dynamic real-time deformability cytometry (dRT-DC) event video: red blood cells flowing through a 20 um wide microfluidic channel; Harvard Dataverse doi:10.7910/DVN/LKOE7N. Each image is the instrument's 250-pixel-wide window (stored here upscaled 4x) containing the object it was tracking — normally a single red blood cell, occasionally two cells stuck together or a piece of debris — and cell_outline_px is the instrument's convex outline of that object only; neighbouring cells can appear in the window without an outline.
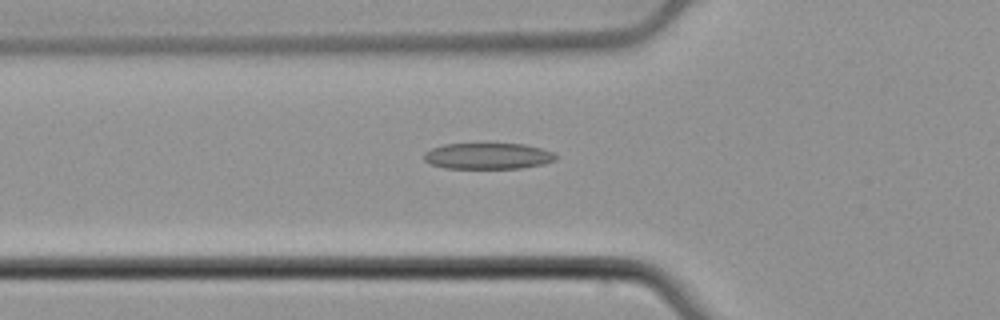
{"species": "common noctule bat (a hibernating species)", "species_latin": "Nyctalus noctula", "temperature_condition": "cold", "stored_images_in_passage": 44, "camera_frame_rate_fps": 3000, "um_per_image_px": 0.085, "animal": {"sex": "male", "body_mass_g": 21.5, "forearm_length_mm": 52.0}, "frame": {"image": 1, "passage_image": 12, "time_ms": 3.667, "image_size_px": [1000, 320], "cell_outline_px": [[556, 160], [544, 164], [520, 168], [444, 168], [428, 164], [424, 160], [424, 152], [432, 148], [444, 144], [524, 144], [540, 148], [552, 152], [556, 156]], "centroid_in_image_um": [41.44, 13.27], "position_along_channel_um": 84.4, "area_um2": 20.06}}
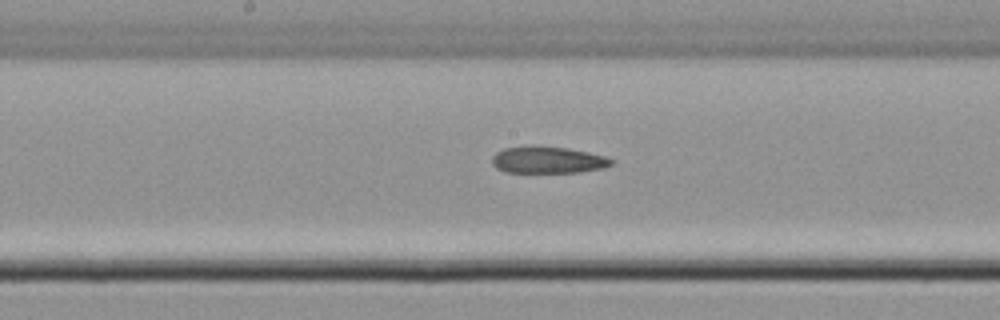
{"frame": {"image": 2, "passage_image": 21, "time_ms": 6.667, "image_size_px": [1000, 320], "cell_outline_px": [[612, 164], [604, 168], [580, 172], [504, 172], [496, 168], [492, 164], [492, 156], [496, 152], [504, 148], [568, 148], [604, 156], [612, 160]], "centroid_in_image_um": [46.56, 13.63], "position_along_channel_um": 201.6, "area_um2": 17.92}}
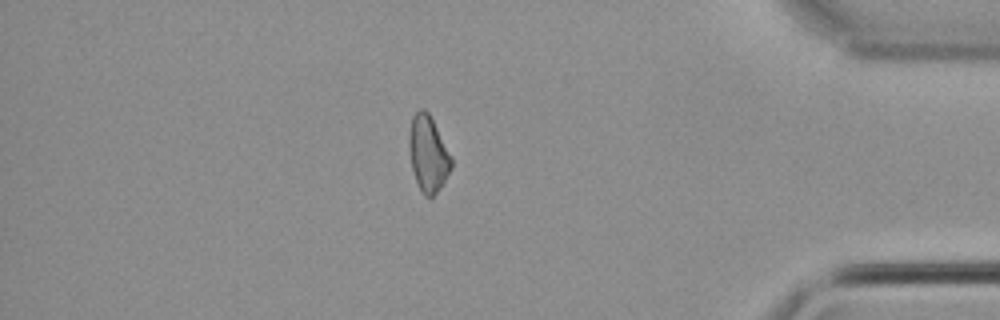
{"frame": {"image": 3, "passage_image": 39, "time_ms": 12.667, "image_size_px": [1000, 320], "cell_outline_px": [[452, 168], [444, 184], [432, 196], [424, 196], [416, 180], [412, 168], [408, 148], [408, 132], [412, 116], [420, 108], [424, 108], [428, 112], [452, 156]], "centroid_in_image_um": [36.39, 13.05], "position_along_channel_um": 398.8, "area_um2": 18.84}}